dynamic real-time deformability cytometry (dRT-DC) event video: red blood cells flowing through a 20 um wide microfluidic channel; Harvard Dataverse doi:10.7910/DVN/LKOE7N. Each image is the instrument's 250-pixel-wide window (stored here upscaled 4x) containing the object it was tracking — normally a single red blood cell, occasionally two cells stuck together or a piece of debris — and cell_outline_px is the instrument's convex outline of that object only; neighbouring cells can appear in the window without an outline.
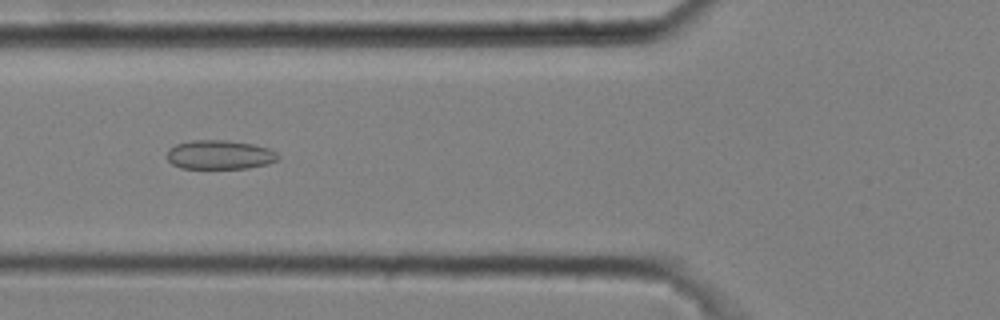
{"species": "common noctule bat (a hibernating species)", "species_latin": "Nyctalus noctula", "temperature_condition": "cold", "stored_images_in_passage": 9, "camera_frame_rate_fps": 3000, "um_per_image_px": 0.085, "animal": {"sex": "male", "body_mass_g": 20.4}, "frame": {"image": 1, "passage_image": 6, "time_ms": 1.667, "image_size_px": [1000, 320], "cell_outline_px": [[280, 160], [268, 164], [248, 168], [180, 168], [172, 164], [168, 160], [168, 148], [176, 144], [192, 140], [228, 140], [252, 144], [268, 148], [276, 152], [280, 156]], "centroid_in_image_um": [18.7, 13.15], "position_along_channel_um": 107.1, "area_um2": 18.96}}
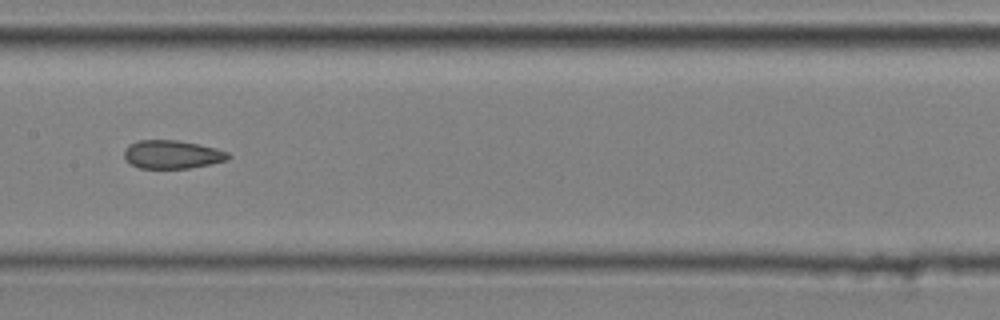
{"frame": {"image": 2, "passage_image": 8, "time_ms": 2.333, "image_size_px": [1000, 320], "cell_outline_px": [[232, 156], [228, 160], [188, 168], [140, 168], [124, 160], [124, 152], [128, 144], [136, 140], [176, 140], [200, 144], [216, 148], [228, 152]], "centroid_in_image_um": [14.62, 13.12], "position_along_channel_um": 192.8, "area_um2": 17.28}}
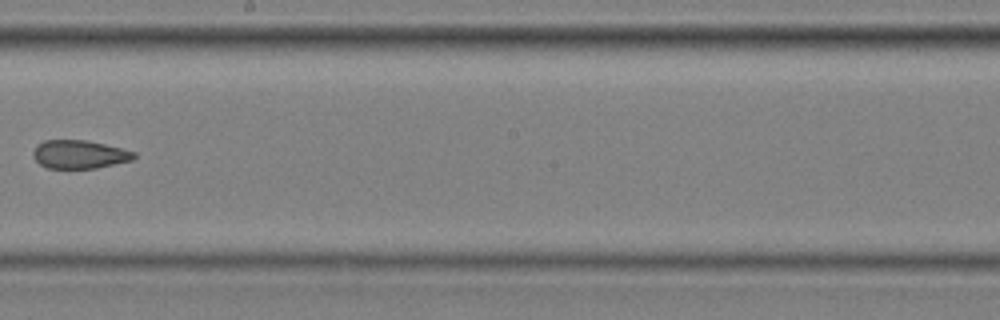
{"frame": {"image": 3, "passage_image": 9, "time_ms": 2.667, "image_size_px": [1000, 320], "cell_outline_px": [[136, 156], [132, 160], [96, 168], [48, 168], [40, 164], [32, 156], [32, 152], [36, 144], [44, 140], [84, 140], [104, 144], [136, 152]], "centroid_in_image_um": [6.72, 13.12], "position_along_channel_um": 241.5, "area_um2": 16.65}}